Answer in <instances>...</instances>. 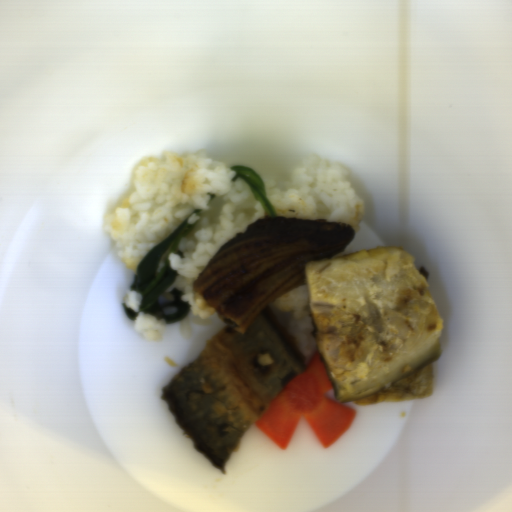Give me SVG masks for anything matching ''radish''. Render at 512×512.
Instances as JSON below:
<instances>
[{
  "instance_id": "radish-1",
  "label": "radish",
  "mask_w": 512,
  "mask_h": 512,
  "mask_svg": "<svg viewBox=\"0 0 512 512\" xmlns=\"http://www.w3.org/2000/svg\"><path fill=\"white\" fill-rule=\"evenodd\" d=\"M305 366V372L290 380L252 422L282 450H287L301 420L328 448L349 430L357 413L326 396L333 384L318 350Z\"/></svg>"
}]
</instances>
